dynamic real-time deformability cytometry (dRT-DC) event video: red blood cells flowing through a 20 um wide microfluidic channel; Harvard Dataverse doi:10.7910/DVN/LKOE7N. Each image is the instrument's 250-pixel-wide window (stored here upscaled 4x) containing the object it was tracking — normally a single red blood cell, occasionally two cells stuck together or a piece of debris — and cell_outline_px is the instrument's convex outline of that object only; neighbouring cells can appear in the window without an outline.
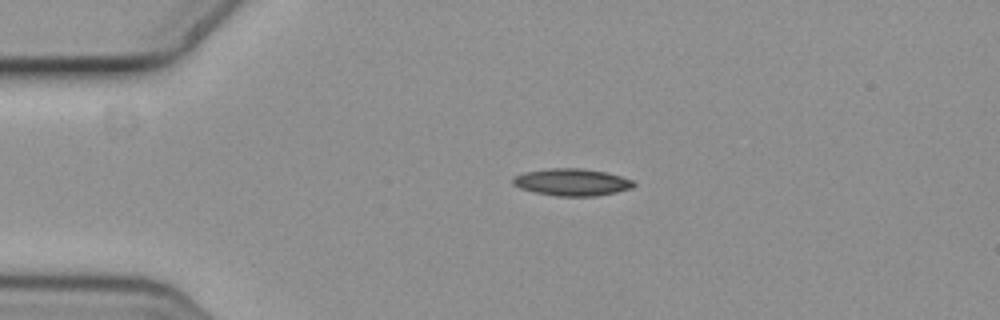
{"species": "common noctule bat (a hibernating species)", "species_latin": "Nyctalus noctula", "temperature_condition": "cold", "stored_images_in_passage": 2, "camera_frame_rate_fps": 3000, "um_per_image_px": 0.085, "animal": {"sex": "female", "body_mass_g": 19.3, "forearm_length_mm": 54.1}, "frame": {"image": 1, "passage_image": 1, "time_ms": 0.0, "image_size_px": [1000, 320], "cell_outline_px": [[636, 184], [632, 188], [616, 192], [596, 196], [556, 196], [532, 192], [520, 188], [512, 184], [512, 176], [524, 172], [548, 168], [580, 168], [604, 172], [620, 176], [632, 180]], "centroid_in_image_um": [48.56, 15.49], "position_along_channel_um": 36.4, "area_um2": 19.19}}